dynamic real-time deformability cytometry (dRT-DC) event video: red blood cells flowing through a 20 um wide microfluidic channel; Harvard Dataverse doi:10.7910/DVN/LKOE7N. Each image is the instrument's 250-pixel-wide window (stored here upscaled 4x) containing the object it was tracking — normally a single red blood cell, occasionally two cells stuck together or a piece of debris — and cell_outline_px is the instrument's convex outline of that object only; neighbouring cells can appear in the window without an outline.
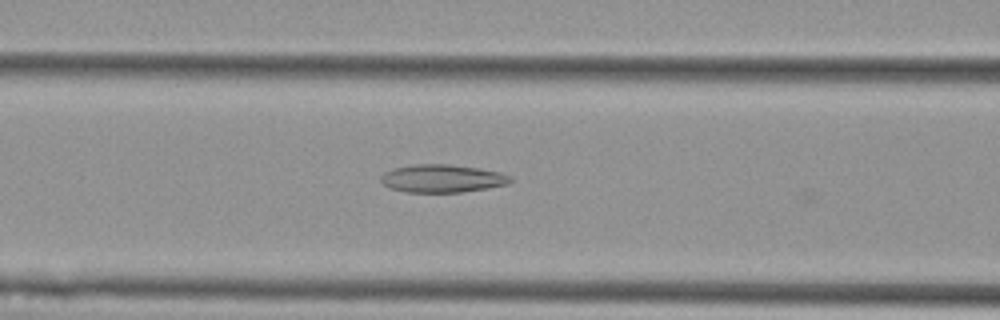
{"species": "Egyptian fruit bat (a non-hibernating species)", "species_latin": "Rousettus aegyptiacus", "temperature_condition": "cold", "stored_images_in_passage": 11, "camera_frame_rate_fps": 3000, "um_per_image_px": 0.085, "animal": {"sex": "female"}, "frame": {"image": 1, "passage_image": 10, "time_ms": 3.0, "image_size_px": [1000, 320], "cell_outline_px": [[512, 180], [508, 184], [488, 188], [460, 192], [408, 192], [388, 188], [380, 180], [380, 176], [384, 172], [392, 168], [412, 164], [448, 164], [480, 168], [500, 172], [512, 176]], "centroid_in_image_um": [37.58, 15.16], "position_along_channel_um": 129.0, "area_um2": 21.27}}